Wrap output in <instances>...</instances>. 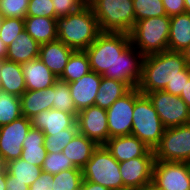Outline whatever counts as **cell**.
I'll return each mask as SVG.
<instances>
[{
    "label": "cell",
    "mask_w": 190,
    "mask_h": 190,
    "mask_svg": "<svg viewBox=\"0 0 190 190\" xmlns=\"http://www.w3.org/2000/svg\"><path fill=\"white\" fill-rule=\"evenodd\" d=\"M178 76H190L181 52L166 50L144 56L138 90L143 95L164 90Z\"/></svg>",
    "instance_id": "6da1fadb"
},
{
    "label": "cell",
    "mask_w": 190,
    "mask_h": 190,
    "mask_svg": "<svg viewBox=\"0 0 190 190\" xmlns=\"http://www.w3.org/2000/svg\"><path fill=\"white\" fill-rule=\"evenodd\" d=\"M56 27L57 39L74 50L87 49L101 33L88 4L75 13L56 18Z\"/></svg>",
    "instance_id": "7a4b0ae2"
},
{
    "label": "cell",
    "mask_w": 190,
    "mask_h": 190,
    "mask_svg": "<svg viewBox=\"0 0 190 190\" xmlns=\"http://www.w3.org/2000/svg\"><path fill=\"white\" fill-rule=\"evenodd\" d=\"M130 45L129 33L101 32L97 39L84 50L88 56L91 71L102 77L115 79L116 60Z\"/></svg>",
    "instance_id": "3957f363"
},
{
    "label": "cell",
    "mask_w": 190,
    "mask_h": 190,
    "mask_svg": "<svg viewBox=\"0 0 190 190\" xmlns=\"http://www.w3.org/2000/svg\"><path fill=\"white\" fill-rule=\"evenodd\" d=\"M170 16H159L135 22L131 30V44L143 55H151L168 50Z\"/></svg>",
    "instance_id": "277c9868"
},
{
    "label": "cell",
    "mask_w": 190,
    "mask_h": 190,
    "mask_svg": "<svg viewBox=\"0 0 190 190\" xmlns=\"http://www.w3.org/2000/svg\"><path fill=\"white\" fill-rule=\"evenodd\" d=\"M101 32L130 33L135 25L133 0H88Z\"/></svg>",
    "instance_id": "5b68a950"
},
{
    "label": "cell",
    "mask_w": 190,
    "mask_h": 190,
    "mask_svg": "<svg viewBox=\"0 0 190 190\" xmlns=\"http://www.w3.org/2000/svg\"><path fill=\"white\" fill-rule=\"evenodd\" d=\"M164 130L165 127L151 101L142 94L134 104L131 134L154 150L160 143Z\"/></svg>",
    "instance_id": "8992f818"
},
{
    "label": "cell",
    "mask_w": 190,
    "mask_h": 190,
    "mask_svg": "<svg viewBox=\"0 0 190 190\" xmlns=\"http://www.w3.org/2000/svg\"><path fill=\"white\" fill-rule=\"evenodd\" d=\"M119 169V162L104 145H99L91 159L82 168V175L84 180L100 184L111 190L124 187Z\"/></svg>",
    "instance_id": "52a82bcc"
},
{
    "label": "cell",
    "mask_w": 190,
    "mask_h": 190,
    "mask_svg": "<svg viewBox=\"0 0 190 190\" xmlns=\"http://www.w3.org/2000/svg\"><path fill=\"white\" fill-rule=\"evenodd\" d=\"M153 151L155 161L190 163V123L165 128L160 143Z\"/></svg>",
    "instance_id": "ba28073f"
},
{
    "label": "cell",
    "mask_w": 190,
    "mask_h": 190,
    "mask_svg": "<svg viewBox=\"0 0 190 190\" xmlns=\"http://www.w3.org/2000/svg\"><path fill=\"white\" fill-rule=\"evenodd\" d=\"M151 101L165 128H171L190 123V108L177 95L164 90L145 94Z\"/></svg>",
    "instance_id": "9c48e42d"
},
{
    "label": "cell",
    "mask_w": 190,
    "mask_h": 190,
    "mask_svg": "<svg viewBox=\"0 0 190 190\" xmlns=\"http://www.w3.org/2000/svg\"><path fill=\"white\" fill-rule=\"evenodd\" d=\"M142 94L138 88H132L123 97L117 99L107 109L108 139L117 136L131 135L135 101Z\"/></svg>",
    "instance_id": "30bf717a"
},
{
    "label": "cell",
    "mask_w": 190,
    "mask_h": 190,
    "mask_svg": "<svg viewBox=\"0 0 190 190\" xmlns=\"http://www.w3.org/2000/svg\"><path fill=\"white\" fill-rule=\"evenodd\" d=\"M152 182L160 190H190V163L155 161Z\"/></svg>",
    "instance_id": "8fae6325"
},
{
    "label": "cell",
    "mask_w": 190,
    "mask_h": 190,
    "mask_svg": "<svg viewBox=\"0 0 190 190\" xmlns=\"http://www.w3.org/2000/svg\"><path fill=\"white\" fill-rule=\"evenodd\" d=\"M31 127V120L25 116L0 126V156L4 164L21 157L23 143Z\"/></svg>",
    "instance_id": "7c38bea8"
},
{
    "label": "cell",
    "mask_w": 190,
    "mask_h": 190,
    "mask_svg": "<svg viewBox=\"0 0 190 190\" xmlns=\"http://www.w3.org/2000/svg\"><path fill=\"white\" fill-rule=\"evenodd\" d=\"M78 132L93 140L98 145H104L108 140V119L106 109L90 106L77 113Z\"/></svg>",
    "instance_id": "4fadbf2b"
},
{
    "label": "cell",
    "mask_w": 190,
    "mask_h": 190,
    "mask_svg": "<svg viewBox=\"0 0 190 190\" xmlns=\"http://www.w3.org/2000/svg\"><path fill=\"white\" fill-rule=\"evenodd\" d=\"M155 157H137L119 163L124 187L133 189L152 182Z\"/></svg>",
    "instance_id": "5bb4252c"
},
{
    "label": "cell",
    "mask_w": 190,
    "mask_h": 190,
    "mask_svg": "<svg viewBox=\"0 0 190 190\" xmlns=\"http://www.w3.org/2000/svg\"><path fill=\"white\" fill-rule=\"evenodd\" d=\"M104 146L119 163L137 157H154V151L132 134L109 138Z\"/></svg>",
    "instance_id": "9a60e30c"
},
{
    "label": "cell",
    "mask_w": 190,
    "mask_h": 190,
    "mask_svg": "<svg viewBox=\"0 0 190 190\" xmlns=\"http://www.w3.org/2000/svg\"><path fill=\"white\" fill-rule=\"evenodd\" d=\"M143 59L144 56L131 44L116 60L115 80L126 83L131 89L138 88Z\"/></svg>",
    "instance_id": "2e32d148"
},
{
    "label": "cell",
    "mask_w": 190,
    "mask_h": 190,
    "mask_svg": "<svg viewBox=\"0 0 190 190\" xmlns=\"http://www.w3.org/2000/svg\"><path fill=\"white\" fill-rule=\"evenodd\" d=\"M101 79L102 75L90 71L79 80L69 83L71 97L78 112L94 105Z\"/></svg>",
    "instance_id": "e0dca14e"
},
{
    "label": "cell",
    "mask_w": 190,
    "mask_h": 190,
    "mask_svg": "<svg viewBox=\"0 0 190 190\" xmlns=\"http://www.w3.org/2000/svg\"><path fill=\"white\" fill-rule=\"evenodd\" d=\"M30 120L33 128L40 129L44 135H52L71 128L76 123V115L52 108L38 113Z\"/></svg>",
    "instance_id": "ac0fdd59"
},
{
    "label": "cell",
    "mask_w": 190,
    "mask_h": 190,
    "mask_svg": "<svg viewBox=\"0 0 190 190\" xmlns=\"http://www.w3.org/2000/svg\"><path fill=\"white\" fill-rule=\"evenodd\" d=\"M74 51V49L56 39L40 45L38 59H40L43 64H45L49 70L59 78L68 63L69 57Z\"/></svg>",
    "instance_id": "d6986e66"
},
{
    "label": "cell",
    "mask_w": 190,
    "mask_h": 190,
    "mask_svg": "<svg viewBox=\"0 0 190 190\" xmlns=\"http://www.w3.org/2000/svg\"><path fill=\"white\" fill-rule=\"evenodd\" d=\"M26 91L43 90L55 84L58 78L43 64L35 59L21 64Z\"/></svg>",
    "instance_id": "ffe728a7"
},
{
    "label": "cell",
    "mask_w": 190,
    "mask_h": 190,
    "mask_svg": "<svg viewBox=\"0 0 190 190\" xmlns=\"http://www.w3.org/2000/svg\"><path fill=\"white\" fill-rule=\"evenodd\" d=\"M55 84L43 90L25 91L21 96V113L28 119L53 108Z\"/></svg>",
    "instance_id": "44dd1931"
},
{
    "label": "cell",
    "mask_w": 190,
    "mask_h": 190,
    "mask_svg": "<svg viewBox=\"0 0 190 190\" xmlns=\"http://www.w3.org/2000/svg\"><path fill=\"white\" fill-rule=\"evenodd\" d=\"M7 49V60L22 64L39 57L40 44L23 30Z\"/></svg>",
    "instance_id": "7402d4cb"
},
{
    "label": "cell",
    "mask_w": 190,
    "mask_h": 190,
    "mask_svg": "<svg viewBox=\"0 0 190 190\" xmlns=\"http://www.w3.org/2000/svg\"><path fill=\"white\" fill-rule=\"evenodd\" d=\"M0 70V89L20 97L26 91L21 64L4 59Z\"/></svg>",
    "instance_id": "603a6c76"
},
{
    "label": "cell",
    "mask_w": 190,
    "mask_h": 190,
    "mask_svg": "<svg viewBox=\"0 0 190 190\" xmlns=\"http://www.w3.org/2000/svg\"><path fill=\"white\" fill-rule=\"evenodd\" d=\"M24 30L40 45L57 39L56 19L42 16H26Z\"/></svg>",
    "instance_id": "cb8c5ba5"
},
{
    "label": "cell",
    "mask_w": 190,
    "mask_h": 190,
    "mask_svg": "<svg viewBox=\"0 0 190 190\" xmlns=\"http://www.w3.org/2000/svg\"><path fill=\"white\" fill-rule=\"evenodd\" d=\"M190 44V13L170 17L168 50L181 52Z\"/></svg>",
    "instance_id": "d4e9b609"
},
{
    "label": "cell",
    "mask_w": 190,
    "mask_h": 190,
    "mask_svg": "<svg viewBox=\"0 0 190 190\" xmlns=\"http://www.w3.org/2000/svg\"><path fill=\"white\" fill-rule=\"evenodd\" d=\"M98 146L96 142L78 132L63 149V153L77 168L82 169Z\"/></svg>",
    "instance_id": "484cf974"
},
{
    "label": "cell",
    "mask_w": 190,
    "mask_h": 190,
    "mask_svg": "<svg viewBox=\"0 0 190 190\" xmlns=\"http://www.w3.org/2000/svg\"><path fill=\"white\" fill-rule=\"evenodd\" d=\"M44 136V133L40 129L31 127L24 140L20 158L28 163L42 167L44 159L47 156Z\"/></svg>",
    "instance_id": "4316f807"
},
{
    "label": "cell",
    "mask_w": 190,
    "mask_h": 190,
    "mask_svg": "<svg viewBox=\"0 0 190 190\" xmlns=\"http://www.w3.org/2000/svg\"><path fill=\"white\" fill-rule=\"evenodd\" d=\"M130 90L131 88L122 81L102 77L94 105L107 110Z\"/></svg>",
    "instance_id": "83f0119b"
},
{
    "label": "cell",
    "mask_w": 190,
    "mask_h": 190,
    "mask_svg": "<svg viewBox=\"0 0 190 190\" xmlns=\"http://www.w3.org/2000/svg\"><path fill=\"white\" fill-rule=\"evenodd\" d=\"M91 71L89 59L84 50H75L69 57L62 75L58 78L64 82H74Z\"/></svg>",
    "instance_id": "f1b7e54d"
},
{
    "label": "cell",
    "mask_w": 190,
    "mask_h": 190,
    "mask_svg": "<svg viewBox=\"0 0 190 190\" xmlns=\"http://www.w3.org/2000/svg\"><path fill=\"white\" fill-rule=\"evenodd\" d=\"M7 174L14 176V180L32 185L42 173V168L24 161L22 158L11 160L4 165Z\"/></svg>",
    "instance_id": "f546056e"
},
{
    "label": "cell",
    "mask_w": 190,
    "mask_h": 190,
    "mask_svg": "<svg viewBox=\"0 0 190 190\" xmlns=\"http://www.w3.org/2000/svg\"><path fill=\"white\" fill-rule=\"evenodd\" d=\"M21 116L20 97L0 89V126L10 124Z\"/></svg>",
    "instance_id": "4dcf8cb0"
},
{
    "label": "cell",
    "mask_w": 190,
    "mask_h": 190,
    "mask_svg": "<svg viewBox=\"0 0 190 190\" xmlns=\"http://www.w3.org/2000/svg\"><path fill=\"white\" fill-rule=\"evenodd\" d=\"M83 180L82 169L63 170L53 175L52 190H80Z\"/></svg>",
    "instance_id": "1f68e13d"
},
{
    "label": "cell",
    "mask_w": 190,
    "mask_h": 190,
    "mask_svg": "<svg viewBox=\"0 0 190 190\" xmlns=\"http://www.w3.org/2000/svg\"><path fill=\"white\" fill-rule=\"evenodd\" d=\"M53 109L75 114L77 116L78 111L74 106V101L71 97L69 89V83L61 80L55 82V93H53Z\"/></svg>",
    "instance_id": "d6a6232c"
},
{
    "label": "cell",
    "mask_w": 190,
    "mask_h": 190,
    "mask_svg": "<svg viewBox=\"0 0 190 190\" xmlns=\"http://www.w3.org/2000/svg\"><path fill=\"white\" fill-rule=\"evenodd\" d=\"M78 133L77 123L71 128H67L58 133H52V135L44 136V146L47 153H59L63 152L66 145L76 136Z\"/></svg>",
    "instance_id": "836d02e7"
},
{
    "label": "cell",
    "mask_w": 190,
    "mask_h": 190,
    "mask_svg": "<svg viewBox=\"0 0 190 190\" xmlns=\"http://www.w3.org/2000/svg\"><path fill=\"white\" fill-rule=\"evenodd\" d=\"M135 22L150 18L166 16L162 0H133Z\"/></svg>",
    "instance_id": "e575fe53"
},
{
    "label": "cell",
    "mask_w": 190,
    "mask_h": 190,
    "mask_svg": "<svg viewBox=\"0 0 190 190\" xmlns=\"http://www.w3.org/2000/svg\"><path fill=\"white\" fill-rule=\"evenodd\" d=\"M41 168L43 172L49 173L52 176L63 170L80 169L63 152L47 153Z\"/></svg>",
    "instance_id": "d590c367"
},
{
    "label": "cell",
    "mask_w": 190,
    "mask_h": 190,
    "mask_svg": "<svg viewBox=\"0 0 190 190\" xmlns=\"http://www.w3.org/2000/svg\"><path fill=\"white\" fill-rule=\"evenodd\" d=\"M24 30L23 18H4L0 27V38L8 47Z\"/></svg>",
    "instance_id": "8d00e7d4"
},
{
    "label": "cell",
    "mask_w": 190,
    "mask_h": 190,
    "mask_svg": "<svg viewBox=\"0 0 190 190\" xmlns=\"http://www.w3.org/2000/svg\"><path fill=\"white\" fill-rule=\"evenodd\" d=\"M29 0H0V14L4 18H25Z\"/></svg>",
    "instance_id": "74e56055"
},
{
    "label": "cell",
    "mask_w": 190,
    "mask_h": 190,
    "mask_svg": "<svg viewBox=\"0 0 190 190\" xmlns=\"http://www.w3.org/2000/svg\"><path fill=\"white\" fill-rule=\"evenodd\" d=\"M26 16L57 18L52 0H29Z\"/></svg>",
    "instance_id": "f35d334b"
},
{
    "label": "cell",
    "mask_w": 190,
    "mask_h": 190,
    "mask_svg": "<svg viewBox=\"0 0 190 190\" xmlns=\"http://www.w3.org/2000/svg\"><path fill=\"white\" fill-rule=\"evenodd\" d=\"M56 17H65L87 5V0H52Z\"/></svg>",
    "instance_id": "ab89813d"
},
{
    "label": "cell",
    "mask_w": 190,
    "mask_h": 190,
    "mask_svg": "<svg viewBox=\"0 0 190 190\" xmlns=\"http://www.w3.org/2000/svg\"><path fill=\"white\" fill-rule=\"evenodd\" d=\"M167 16H174L186 12L184 0H162Z\"/></svg>",
    "instance_id": "60d3db41"
},
{
    "label": "cell",
    "mask_w": 190,
    "mask_h": 190,
    "mask_svg": "<svg viewBox=\"0 0 190 190\" xmlns=\"http://www.w3.org/2000/svg\"><path fill=\"white\" fill-rule=\"evenodd\" d=\"M190 76H178L165 87L164 91L172 95L180 96Z\"/></svg>",
    "instance_id": "b9f144b4"
},
{
    "label": "cell",
    "mask_w": 190,
    "mask_h": 190,
    "mask_svg": "<svg viewBox=\"0 0 190 190\" xmlns=\"http://www.w3.org/2000/svg\"><path fill=\"white\" fill-rule=\"evenodd\" d=\"M53 176L43 172L35 182L29 186V190H52Z\"/></svg>",
    "instance_id": "7bdbcfd3"
},
{
    "label": "cell",
    "mask_w": 190,
    "mask_h": 190,
    "mask_svg": "<svg viewBox=\"0 0 190 190\" xmlns=\"http://www.w3.org/2000/svg\"><path fill=\"white\" fill-rule=\"evenodd\" d=\"M6 190H29V186L18 180H14V176L6 172Z\"/></svg>",
    "instance_id": "ee69618b"
},
{
    "label": "cell",
    "mask_w": 190,
    "mask_h": 190,
    "mask_svg": "<svg viewBox=\"0 0 190 190\" xmlns=\"http://www.w3.org/2000/svg\"><path fill=\"white\" fill-rule=\"evenodd\" d=\"M80 190H110L100 184L83 180Z\"/></svg>",
    "instance_id": "f6af8a7d"
},
{
    "label": "cell",
    "mask_w": 190,
    "mask_h": 190,
    "mask_svg": "<svg viewBox=\"0 0 190 190\" xmlns=\"http://www.w3.org/2000/svg\"><path fill=\"white\" fill-rule=\"evenodd\" d=\"M190 108V79L186 83L184 90L182 91L181 95L179 96Z\"/></svg>",
    "instance_id": "bcb514c9"
},
{
    "label": "cell",
    "mask_w": 190,
    "mask_h": 190,
    "mask_svg": "<svg viewBox=\"0 0 190 190\" xmlns=\"http://www.w3.org/2000/svg\"><path fill=\"white\" fill-rule=\"evenodd\" d=\"M0 190H6V169L0 170Z\"/></svg>",
    "instance_id": "7dc6e473"
},
{
    "label": "cell",
    "mask_w": 190,
    "mask_h": 190,
    "mask_svg": "<svg viewBox=\"0 0 190 190\" xmlns=\"http://www.w3.org/2000/svg\"><path fill=\"white\" fill-rule=\"evenodd\" d=\"M181 54L186 62V65L190 68V44L181 51Z\"/></svg>",
    "instance_id": "c3c4849f"
},
{
    "label": "cell",
    "mask_w": 190,
    "mask_h": 190,
    "mask_svg": "<svg viewBox=\"0 0 190 190\" xmlns=\"http://www.w3.org/2000/svg\"><path fill=\"white\" fill-rule=\"evenodd\" d=\"M7 46L0 38V60L7 59Z\"/></svg>",
    "instance_id": "681fc988"
},
{
    "label": "cell",
    "mask_w": 190,
    "mask_h": 190,
    "mask_svg": "<svg viewBox=\"0 0 190 190\" xmlns=\"http://www.w3.org/2000/svg\"><path fill=\"white\" fill-rule=\"evenodd\" d=\"M134 190H160V189L153 182H151L147 185L141 186V187L136 188Z\"/></svg>",
    "instance_id": "f907efd6"
},
{
    "label": "cell",
    "mask_w": 190,
    "mask_h": 190,
    "mask_svg": "<svg viewBox=\"0 0 190 190\" xmlns=\"http://www.w3.org/2000/svg\"><path fill=\"white\" fill-rule=\"evenodd\" d=\"M185 2V9L187 13H190V0H184Z\"/></svg>",
    "instance_id": "816d5d0a"
},
{
    "label": "cell",
    "mask_w": 190,
    "mask_h": 190,
    "mask_svg": "<svg viewBox=\"0 0 190 190\" xmlns=\"http://www.w3.org/2000/svg\"><path fill=\"white\" fill-rule=\"evenodd\" d=\"M111 190H134V189L130 188V187H120V188H115V189H111Z\"/></svg>",
    "instance_id": "f5cc1de1"
},
{
    "label": "cell",
    "mask_w": 190,
    "mask_h": 190,
    "mask_svg": "<svg viewBox=\"0 0 190 190\" xmlns=\"http://www.w3.org/2000/svg\"><path fill=\"white\" fill-rule=\"evenodd\" d=\"M4 165L5 164L3 163L2 159H1V156H0V170L4 168Z\"/></svg>",
    "instance_id": "db71d44e"
},
{
    "label": "cell",
    "mask_w": 190,
    "mask_h": 190,
    "mask_svg": "<svg viewBox=\"0 0 190 190\" xmlns=\"http://www.w3.org/2000/svg\"><path fill=\"white\" fill-rule=\"evenodd\" d=\"M2 20H3V16L0 14V27H1Z\"/></svg>",
    "instance_id": "11a10c76"
}]
</instances>
